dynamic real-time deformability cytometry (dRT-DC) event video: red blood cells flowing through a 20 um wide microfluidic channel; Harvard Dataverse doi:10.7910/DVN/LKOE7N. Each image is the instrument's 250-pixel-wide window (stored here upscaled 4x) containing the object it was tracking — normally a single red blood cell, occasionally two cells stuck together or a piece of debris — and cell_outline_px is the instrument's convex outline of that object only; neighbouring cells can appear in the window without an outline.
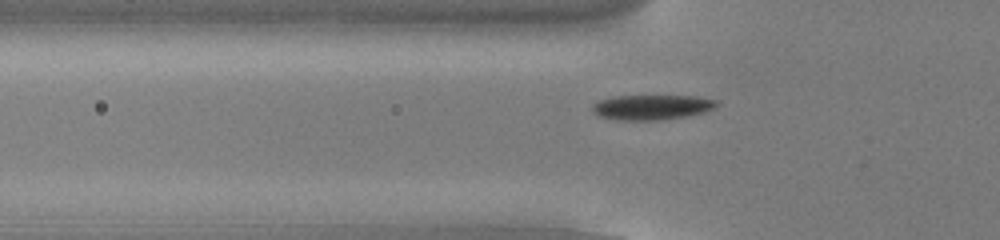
{"species": "common noctule bat (a hibernating species)", "species_latin": "Nyctalus noctula", "temperature_condition": "cold", "stored_images_in_passage": 40, "camera_frame_rate_fps": 3000, "um_per_image_px": 0.085, "animal": {"sex": "male", "body_mass_g": 13.0, "forearm_length_mm": 53.1}, "frame": {"image": 1, "passage_image": 7, "time_ms": 2.0, "image_size_px": [1000, 240], "cell_outline_px": [[716, 104], [712, 108], [704, 112], [684, 116], [656, 120], [620, 120], [600, 116], [592, 112], [592, 104], [600, 100], [612, 96], [696, 96], [716, 100]], "centroid_in_image_um": [55.34, 9.1], "position_along_channel_um": 70.5, "area_um2": 17.8}}
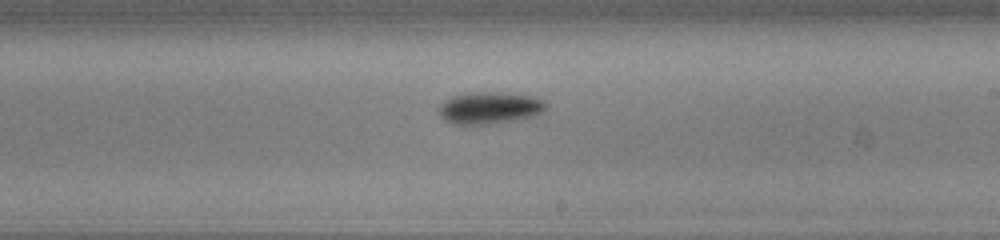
{"frame": {"image": 2, "passage_image": 21, "time_ms": 6.667, "image_size_px": [1000, 240], "cell_outline_px": [[548, 104], [536, 116], [492, 124], [452, 124], [444, 120], [440, 116], [440, 104], [444, 100], [452, 96], [468, 92], [504, 92], [532, 96], [544, 100]], "centroid_in_image_um": [41.61, 9.16], "position_along_channel_um": 247.4, "area_um2": 20.11}}
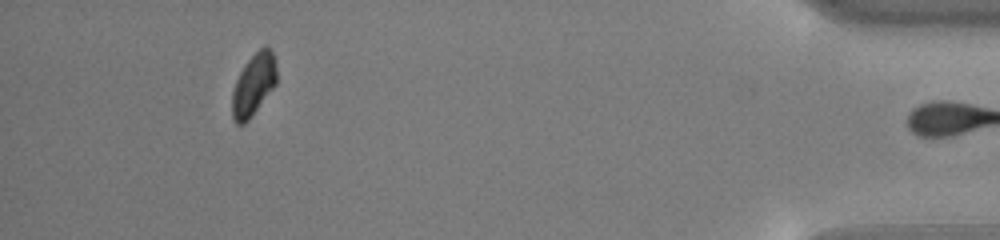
{"frame": {"image": 3, "passage_image": 39, "time_ms": 12.667, "image_size_px": [1000, 240], "cell_outline_px": [[276, 84], [248, 120], [244, 124], [236, 124], [232, 120], [232, 92], [236, 80], [244, 64], [264, 44], [268, 44], [272, 52], [276, 68]], "centroid_in_image_um": [21.54, 7.19], "position_along_channel_um": 413.7, "area_um2": 16.01}, "authors_computed_cell_mechanics": {"area_um2": 17.8313, "velocity_mm_per_s": 3.8088, "shape_relaxation_time_tau1_ms": 2.5241, "shape_relaxation_time_tau2_ms": null, "deformation_change_tau1": 0.1336, "deformation_change_tau2": null}}